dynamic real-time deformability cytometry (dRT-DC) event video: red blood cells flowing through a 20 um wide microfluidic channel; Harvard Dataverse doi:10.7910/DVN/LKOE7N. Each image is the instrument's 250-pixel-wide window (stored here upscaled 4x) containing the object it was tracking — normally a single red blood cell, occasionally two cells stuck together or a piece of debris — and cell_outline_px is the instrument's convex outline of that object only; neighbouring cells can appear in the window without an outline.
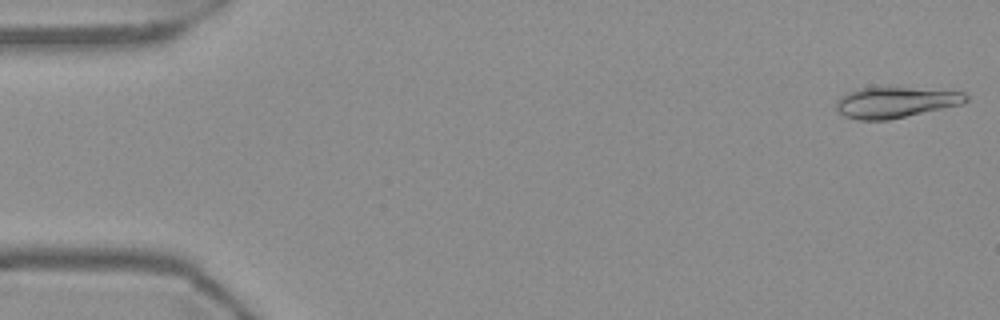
{"species": "Egyptian fruit bat (a non-hibernating species)", "species_latin": "Rousettus aegyptiacus", "temperature_condition": "warm", "stored_images_in_passage": 54, "camera_frame_rate_fps": 3000, "um_per_image_px": 0.085, "frame": {"image": 1, "passage_image": 1, "time_ms": 0.0, "image_size_px": [1000, 320], "cell_outline_px": [[968, 100], [960, 104], [888, 120], [860, 120], [844, 116], [836, 108], [836, 100], [848, 92], [860, 88], [888, 84], [964, 92], [968, 96]], "centroid_in_image_um": [76.09, 8.64], "position_along_channel_um": 8.9, "area_um2": 23.99}}
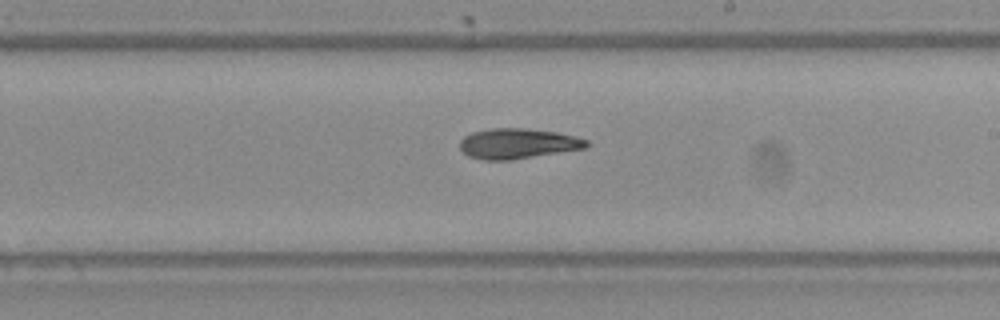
{"frame": {"image": 2, "passage_image": 31, "time_ms": 10.0, "image_size_px": [1000, 320], "cell_outline_px": [[592, 144], [584, 148], [512, 160], [484, 160], [468, 156], [460, 148], [460, 140], [464, 136], [472, 132], [492, 128], [524, 128], [556, 132], [576, 136], [588, 140]], "centroid_in_image_um": [44.02, 12.2], "position_along_channel_um": 245.0, "area_um2": 22.37}}
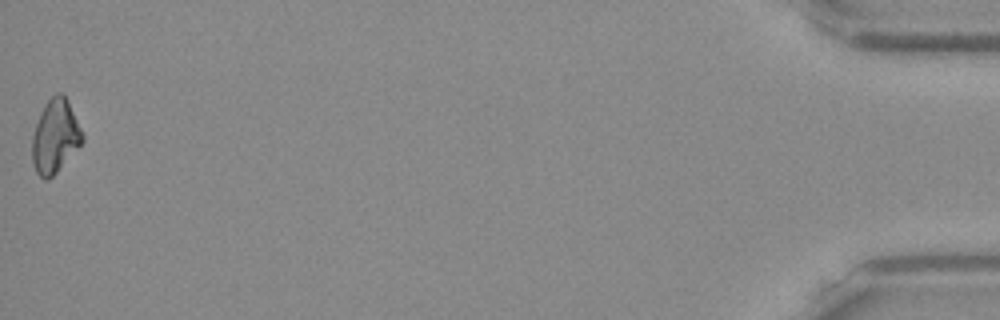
{"frame": {"image": 3, "passage_image": 54, "time_ms": 17.667, "image_size_px": [1000, 320], "cell_outline_px": [[84, 140], [56, 172], [48, 180], [44, 180], [36, 172], [32, 160], [32, 136], [40, 112], [44, 104], [56, 92], [60, 92], [68, 100], [84, 136]], "centroid_in_image_um": [4.67, 11.57], "position_along_channel_um": 430.5, "area_um2": 21.27}}